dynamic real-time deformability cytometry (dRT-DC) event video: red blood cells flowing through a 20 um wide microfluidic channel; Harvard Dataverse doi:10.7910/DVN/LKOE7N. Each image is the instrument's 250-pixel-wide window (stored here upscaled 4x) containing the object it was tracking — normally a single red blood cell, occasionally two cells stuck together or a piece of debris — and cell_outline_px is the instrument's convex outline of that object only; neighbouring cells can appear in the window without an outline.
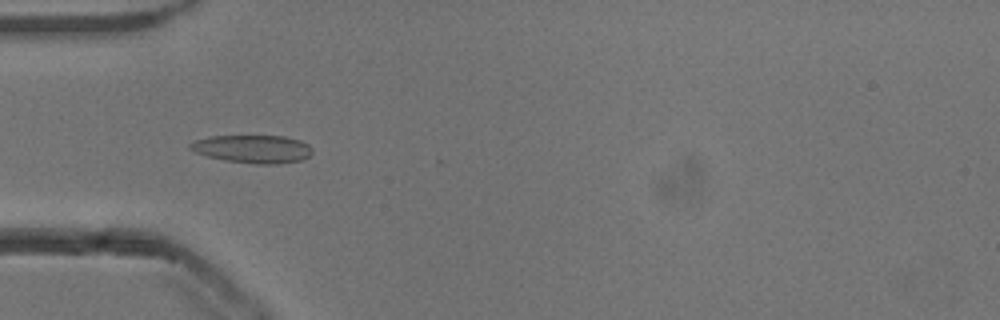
{"species": "common noctule bat (a hibernating species)", "species_latin": "Nyctalus noctula", "temperature_condition": "cold", "stored_images_in_passage": 17, "camera_frame_rate_fps": 3000, "um_per_image_px": 0.085, "animal": {"sex": "male", "body_mass_g": 13.3}, "frame": {"image": 1, "passage_image": 3, "time_ms": 0.667, "image_size_px": [1000, 320], "cell_outline_px": [[312, 152], [308, 156], [300, 160], [276, 164], [256, 164], [228, 160], [208, 156], [196, 152], [188, 148], [188, 144], [196, 140], [208, 136], [284, 136], [300, 140], [308, 144], [312, 148]], "centroid_in_image_um": [21.48, 12.65], "position_along_channel_um": 63.5, "area_um2": 19.77}}
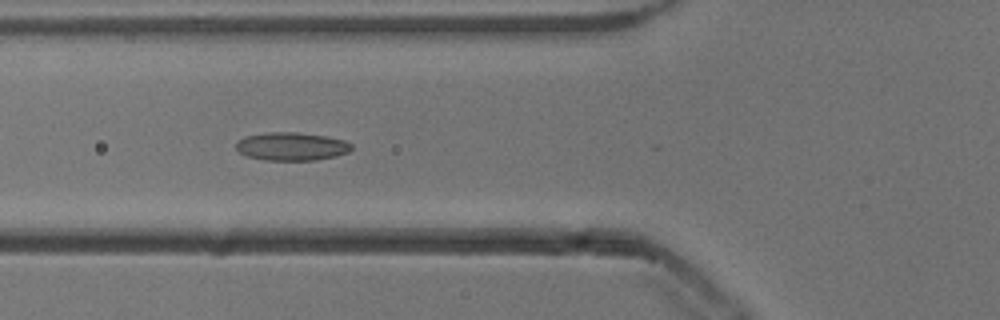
{"frame": {"image": 2, "passage_image": 6, "time_ms": 1.667, "image_size_px": [1000, 320], "cell_outline_px": [[352, 148], [348, 152], [336, 156], [316, 160], [264, 160], [248, 156], [240, 152], [236, 148], [236, 140], [244, 136], [268, 132], [296, 132], [328, 136], [344, 140], [352, 144]], "centroid_in_image_um": [24.78, 12.43], "position_along_channel_um": 101.0, "area_um2": 19.07}}
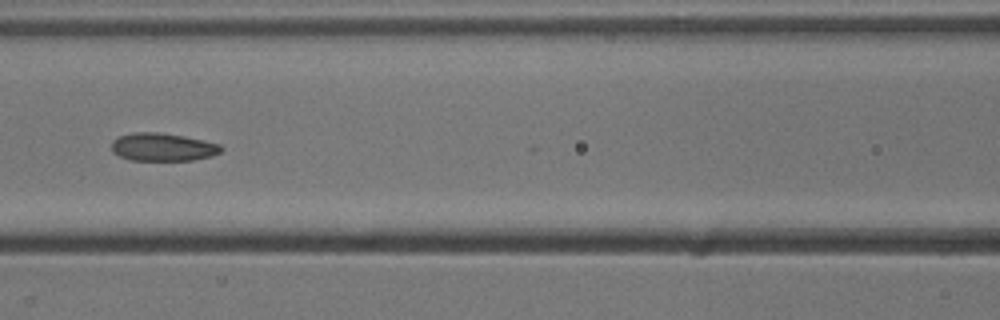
{"frame": {"image": 3, "passage_image": 10, "time_ms": 3.0, "image_size_px": [1000, 320], "cell_outline_px": [[224, 148], [220, 152], [212, 156], [192, 160], [132, 160], [120, 156], [112, 152], [112, 140], [120, 136], [132, 132], [160, 132], [184, 136], [220, 144]], "centroid_in_image_um": [13.84, 12.49], "position_along_channel_um": 152.8, "area_um2": 17.86}}